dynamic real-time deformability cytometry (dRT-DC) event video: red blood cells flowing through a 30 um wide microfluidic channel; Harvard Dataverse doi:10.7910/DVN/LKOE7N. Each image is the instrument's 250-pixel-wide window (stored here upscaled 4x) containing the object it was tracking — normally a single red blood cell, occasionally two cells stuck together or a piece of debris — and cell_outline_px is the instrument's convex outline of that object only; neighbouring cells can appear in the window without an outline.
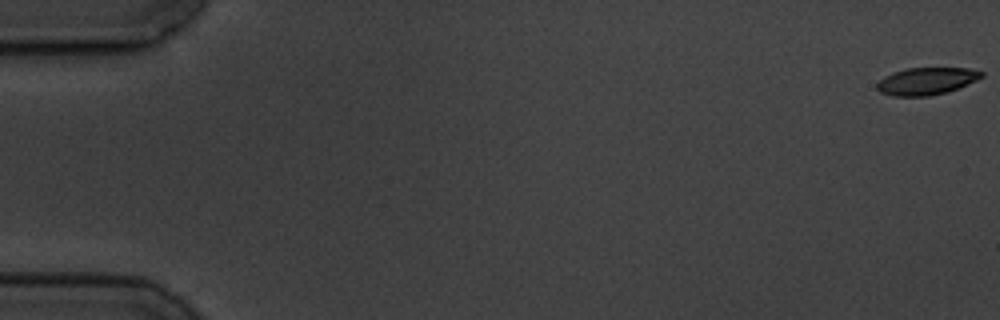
{"species": "common noctule bat (a hibernating species)", "species_latin": "Nyctalus noctula", "temperature_condition": "cold", "stored_images_in_passage": 5, "camera_frame_rate_fps": 3000, "um_per_image_px": 0.085, "animal": {"sex": "male", "body_mass_g": 19.5, "forearm_length_mm": 54.6}, "frame": {"image": 1, "passage_image": 1, "time_ms": 0.0, "image_size_px": [1000, 320], "cell_outline_px": [[984, 76], [968, 84], [948, 92], [928, 96], [892, 96], [880, 92], [876, 88], [876, 84], [884, 76], [892, 72], [904, 68], [968, 68], [984, 72]], "centroid_in_image_um": [78.73, 6.89], "position_along_channel_um": 6.3, "area_um2": 16.76}}
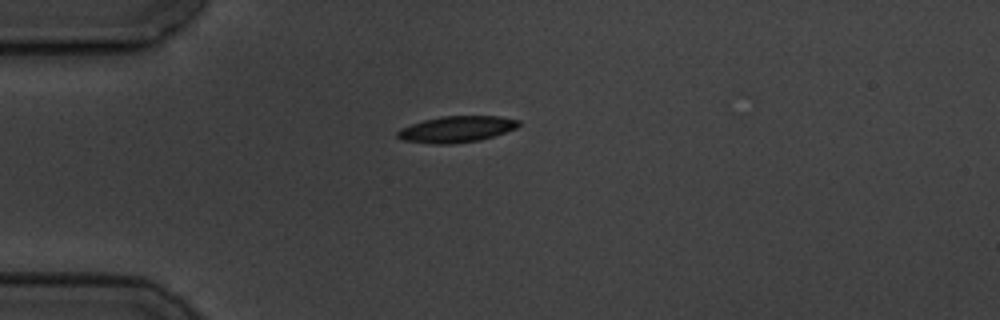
{"frame": {"image": 2, "passage_image": 5, "time_ms": 5.0, "image_size_px": [1000, 320], "cell_outline_px": [[520, 124], [516, 128], [480, 140], [452, 144], [432, 144], [404, 140], [396, 136], [396, 132], [400, 128], [424, 120], [440, 116], [500, 116], [520, 120]], "centroid_in_image_um": [38.79, 10.98], "position_along_channel_um": 46.2, "area_um2": 18.5}}